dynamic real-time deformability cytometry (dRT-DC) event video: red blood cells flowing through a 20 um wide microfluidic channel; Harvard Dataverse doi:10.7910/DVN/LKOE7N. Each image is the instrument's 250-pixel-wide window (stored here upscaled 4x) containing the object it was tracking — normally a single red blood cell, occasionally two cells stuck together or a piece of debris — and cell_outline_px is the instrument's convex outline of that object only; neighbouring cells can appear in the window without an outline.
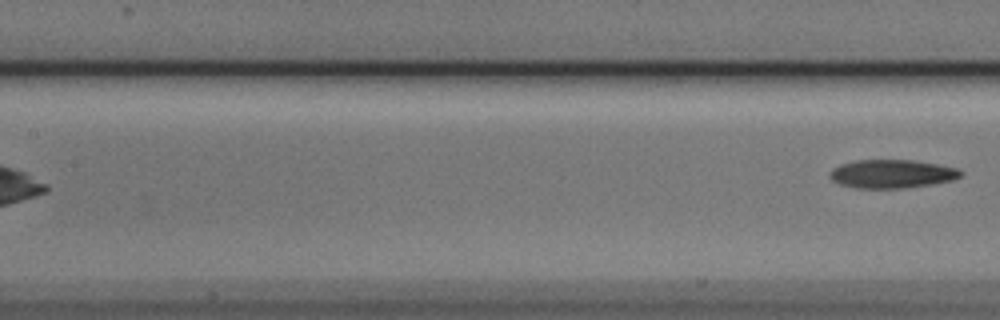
{"species": "Egyptian fruit bat (a non-hibernating species)", "species_latin": "Rousettus aegyptiacus", "temperature_condition": "cold", "stored_images_in_passage": 8, "segment_of_instrument_passage": [2, 2], "camera_frame_rate_fps": 3000, "um_per_image_px": 0.085, "animal": {"sex": "male"}, "frame": {"image": 1, "passage_image": 8, "time_ms": 2.333, "image_size_px": [1000, 320], "cell_outline_px": [[964, 172], [960, 176], [952, 180], [932, 184], [904, 188], [856, 188], [840, 184], [832, 180], [828, 176], [828, 172], [832, 168], [840, 164], [856, 160], [912, 160], [960, 168]], "centroid_in_image_um": [75.79, 14.77], "position_along_channel_um": 131.6, "area_um2": 21.85}}